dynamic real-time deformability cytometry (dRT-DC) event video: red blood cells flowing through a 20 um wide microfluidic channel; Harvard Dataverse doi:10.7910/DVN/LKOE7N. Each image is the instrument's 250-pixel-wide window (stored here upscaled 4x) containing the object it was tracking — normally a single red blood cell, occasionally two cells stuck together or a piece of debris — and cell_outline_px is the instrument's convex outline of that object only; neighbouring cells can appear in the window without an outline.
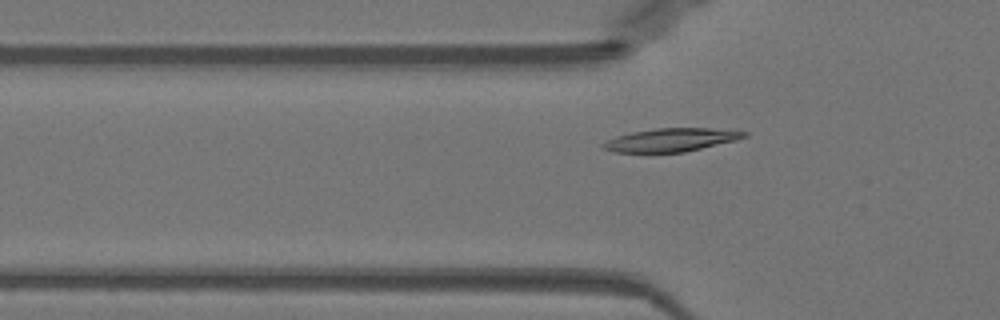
{"species": "Egyptian fruit bat (a non-hibernating species)", "species_latin": "Rousettus aegyptiacus", "temperature_condition": "warm", "stored_images_in_passage": 50, "camera_frame_rate_fps": 3000, "um_per_image_px": 0.085, "animal": {"sex": "female"}, "frame": {"image": 1, "passage_image": 15, "time_ms": 4.667, "image_size_px": [1000, 320], "cell_outline_px": [[748, 136], [736, 140], [684, 152], [616, 152], [604, 148], [600, 144], [616, 136], [632, 132], [656, 128], [708, 128], [748, 132]], "centroid_in_image_um": [57.04, 11.88], "position_along_channel_um": 68.8, "area_um2": 18.84}}
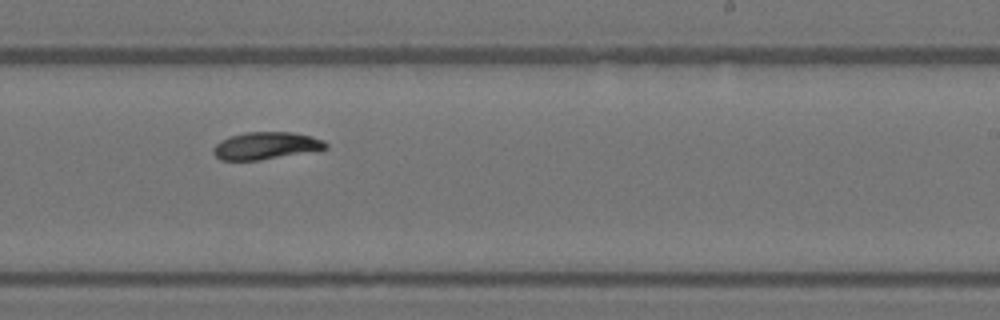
{"frame": {"image": 2, "passage_image": 30, "time_ms": 9.667, "image_size_px": [1000, 320], "cell_outline_px": [[328, 148], [260, 160], [220, 160], [212, 152], [212, 148], [220, 140], [228, 136], [248, 132], [292, 132], [312, 136], [324, 140], [328, 144]], "centroid_in_image_um": [22.57, 12.37], "position_along_channel_um": 266.4, "area_um2": 17.86}}
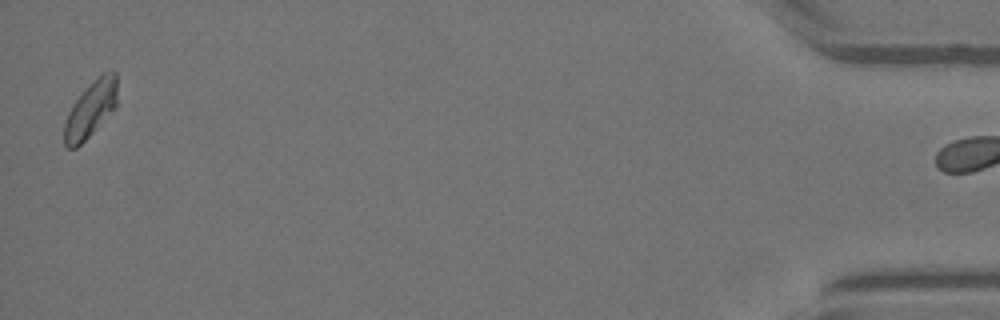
{"frame": {"image": 3, "passage_image": 49, "time_ms": 16.0, "image_size_px": [1000, 320], "cell_outline_px": [[116, 108], [76, 148], [68, 148], [64, 144], [64, 124], [68, 112], [72, 104], [104, 72], [116, 72]], "centroid_in_image_um": [7.69, 9.33], "position_along_channel_um": 427.5, "area_um2": 16.65}, "authors_computed_cell_mechanics": {"area_um2": 18.496, "velocity_mm_per_s": 3.9534, "shape_relaxation_time_tau1_ms": 2.1035, "shape_relaxation_time_tau2_ms": null, "deformation_change_tau1": 0.1016, "deformation_change_tau2": null}}